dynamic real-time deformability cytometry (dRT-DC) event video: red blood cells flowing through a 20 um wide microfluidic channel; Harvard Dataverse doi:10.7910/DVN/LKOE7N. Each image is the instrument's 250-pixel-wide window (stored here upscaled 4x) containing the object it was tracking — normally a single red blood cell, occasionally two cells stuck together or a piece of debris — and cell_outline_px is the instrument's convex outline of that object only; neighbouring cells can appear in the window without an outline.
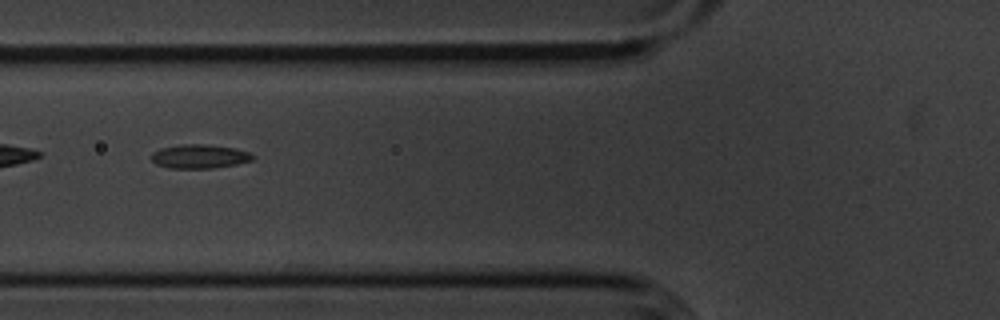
{"species": "common noctule bat (a hibernating species)", "species_latin": "Nyctalus noctula", "temperature_condition": "cold", "stored_images_in_passage": 40, "camera_frame_rate_fps": 3000, "um_per_image_px": 0.085, "animal": {"sex": "male", "body_mass_g": 20.1, "forearm_length_mm": 53.5}, "frame": {"image": 1, "passage_image": 5, "time_ms": 1.333, "image_size_px": [1000, 320], "cell_outline_px": [[256, 156], [252, 160], [236, 164], [212, 168], [168, 168], [156, 164], [152, 160], [152, 152], [160, 148], [180, 144], [208, 144], [236, 148], [248, 152]], "centroid_in_image_um": [16.95, 13.28], "position_along_channel_um": 108.8, "area_um2": 14.22}}
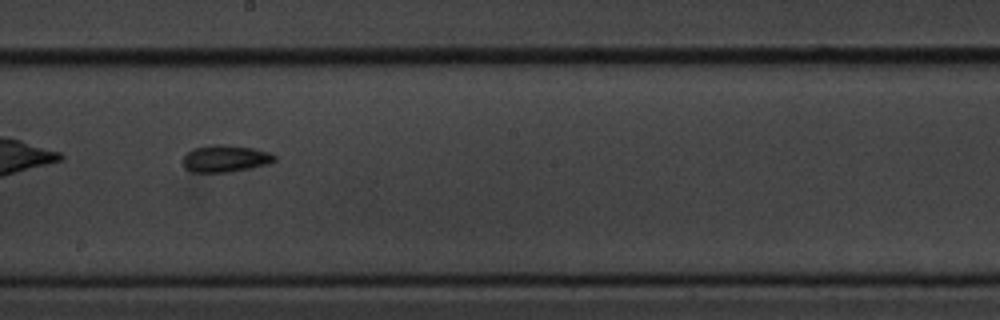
{"frame": {"image": 2, "passage_image": 15, "time_ms": 4.667, "image_size_px": [1000, 320], "cell_outline_px": [[276, 160], [268, 164], [252, 168], [228, 172], [192, 172], [184, 168], [184, 156], [192, 148], [212, 144], [224, 144], [252, 148], [268, 152], [276, 156]], "centroid_in_image_um": [19.15, 13.47], "position_along_channel_um": 229.0, "area_um2": 14.45}}
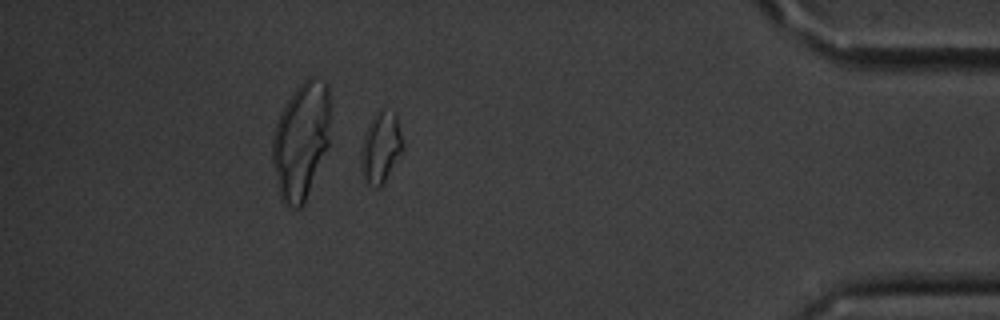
{"frame": {"image": 3, "passage_image": 33, "time_ms": 10.667, "image_size_px": [1000, 320], "cell_outline_px": [[404, 148], [380, 188], [376, 188], [364, 184], [360, 164], [360, 152], [364, 132], [372, 116], [380, 108], [384, 108], [396, 112], [404, 144]], "centroid_in_image_um": [32.34, 12.52], "position_along_channel_um": 402.9, "area_um2": 17.92}, "authors_computed_cell_mechanics": {"area_um2": 14.0454, "velocity_mm_per_s": 3.5976, "shape_relaxation_time_tau1_ms": 3.4744, "shape_relaxation_time_tau2_ms": 4.8915, "deformation_change_tau1": 0.1055, "deformation_change_tau2": 0.101}}